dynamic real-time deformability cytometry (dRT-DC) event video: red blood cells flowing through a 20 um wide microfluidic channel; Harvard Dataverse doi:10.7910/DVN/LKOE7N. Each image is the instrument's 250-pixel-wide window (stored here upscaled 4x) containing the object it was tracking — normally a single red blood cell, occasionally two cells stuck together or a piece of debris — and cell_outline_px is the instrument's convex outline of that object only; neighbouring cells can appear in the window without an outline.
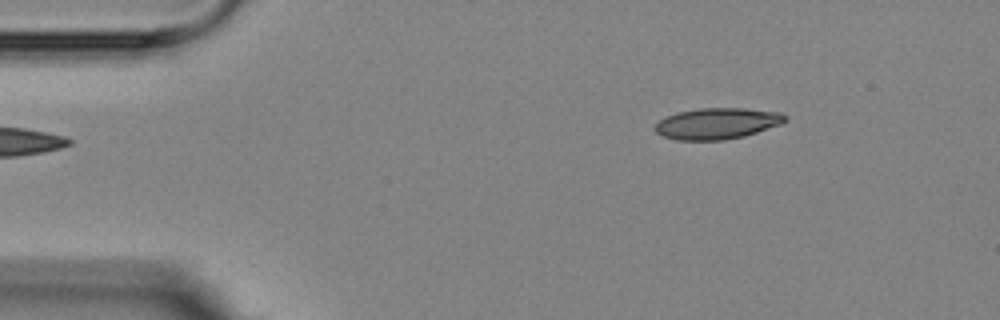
{"species": "Egyptian fruit bat (a non-hibernating species)", "species_latin": "Rousettus aegyptiacus", "temperature_condition": "room temperature", "stored_images_in_passage": 2, "camera_frame_rate_fps": 3000, "um_per_image_px": 0.085, "animal": {"sex": "female"}, "frame": {"image": 1, "passage_image": 2, "time_ms": 1.0, "image_size_px": [1000, 320], "cell_outline_px": [[788, 120], [780, 124], [744, 136], [724, 140], [676, 140], [664, 136], [656, 132], [652, 128], [660, 120], [676, 112], [700, 108], [744, 108], [780, 112], [788, 116]], "centroid_in_image_um": [60.96, 10.49], "position_along_channel_um": 24.0, "area_um2": 23.64}}